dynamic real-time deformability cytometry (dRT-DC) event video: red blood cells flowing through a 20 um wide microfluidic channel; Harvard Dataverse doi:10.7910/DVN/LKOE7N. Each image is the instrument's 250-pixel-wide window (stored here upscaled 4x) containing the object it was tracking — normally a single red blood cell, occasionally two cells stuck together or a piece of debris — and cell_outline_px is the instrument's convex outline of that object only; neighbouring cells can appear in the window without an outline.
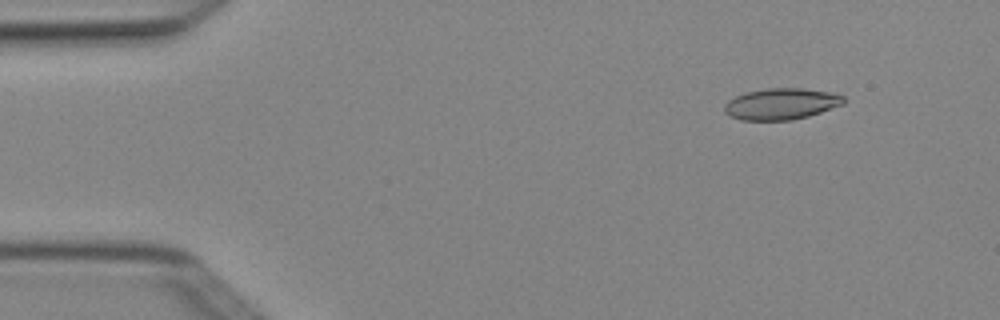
{"species": "Egyptian fruit bat (a non-hibernating species)", "species_latin": "Rousettus aegyptiacus", "temperature_condition": "cold", "stored_images_in_passage": 4, "camera_frame_rate_fps": 3000, "um_per_image_px": 0.085, "animal": {"sex": "female"}, "frame": {"image": 1, "passage_image": 2, "time_ms": 0.333, "image_size_px": [1000, 320], "cell_outline_px": [[844, 104], [808, 116], [792, 120], [740, 120], [724, 112], [724, 104], [728, 100], [736, 96], [748, 92], [768, 88], [804, 88], [828, 92], [844, 96]], "centroid_in_image_um": [66.39, 8.83], "position_along_channel_um": 18.6, "area_um2": 21.62}}